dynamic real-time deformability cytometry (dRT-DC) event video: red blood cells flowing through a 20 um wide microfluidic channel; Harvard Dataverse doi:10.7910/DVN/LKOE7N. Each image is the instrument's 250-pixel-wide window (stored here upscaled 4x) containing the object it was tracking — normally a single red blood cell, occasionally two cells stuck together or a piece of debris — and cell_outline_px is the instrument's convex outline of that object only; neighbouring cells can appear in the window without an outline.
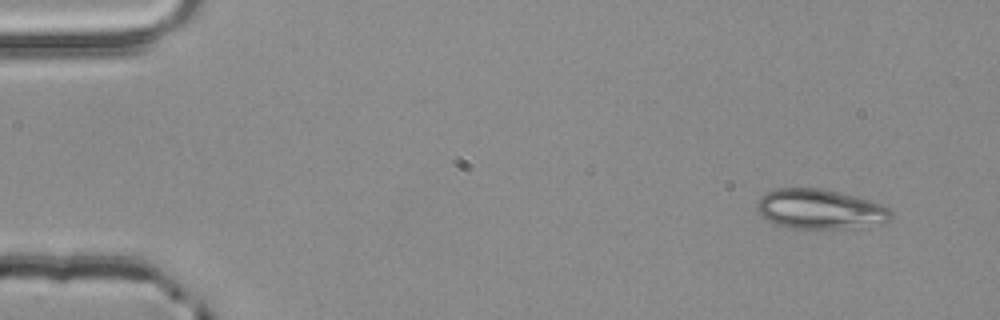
{"species": "common noctule bat (a hibernating species)", "species_latin": "Nyctalus noctula", "temperature_condition": "room temperature", "stored_images_in_passage": 51, "camera_frame_rate_fps": 3000, "um_per_image_px": 0.085, "animal": {"sex": "male", "body_mass_g": 20.4}, "frame": {"image": 1, "passage_image": 1, "time_ms": 0.0, "image_size_px": [1000, 320], "cell_outline_px": [[892, 216], [884, 224], [840, 228], [792, 228], [772, 224], [760, 216], [756, 208], [756, 204], [760, 196], [776, 188], [820, 188], [856, 196], [880, 204], [888, 208], [892, 212]], "centroid_in_image_um": [69.65, 17.78], "position_along_channel_um": 15.4, "area_um2": 31.15}}
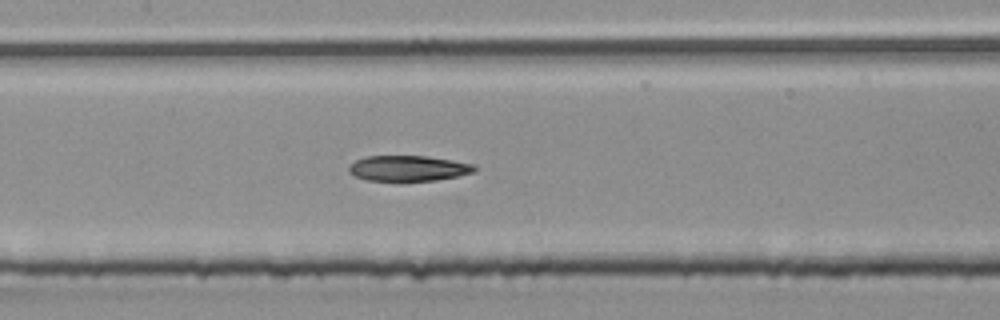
{"frame": {"image": 2, "passage_image": 23, "time_ms": 7.333, "image_size_px": [1000, 320], "cell_outline_px": [[476, 172], [436, 180], [404, 184], [400, 184], [368, 180], [356, 176], [348, 172], [348, 168], [356, 160], [364, 156], [428, 156], [452, 160], [472, 164], [476, 168]], "centroid_in_image_um": [34.68, 14.35], "position_along_channel_um": 172.7, "area_um2": 19.48}}
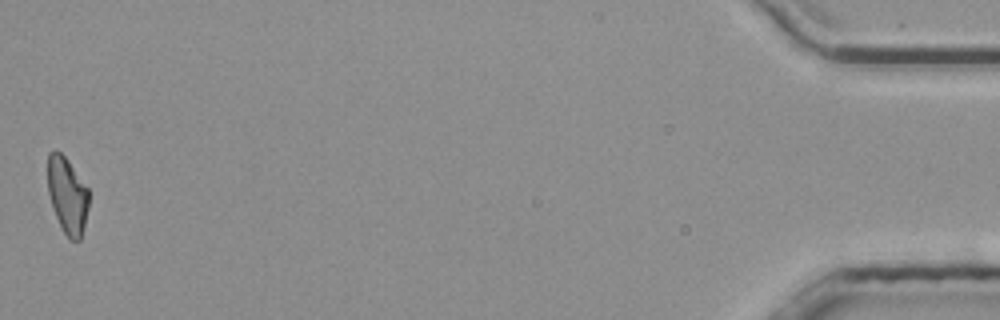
{"frame": {"image": 3, "passage_image": 51, "time_ms": 16.667, "image_size_px": [1000, 320], "cell_outline_px": [[88, 208], [84, 228], [80, 240], [68, 240], [56, 216], [48, 192], [48, 152], [56, 148], [68, 160], [88, 188]], "centroid_in_image_um": [5.72, 16.59], "position_along_channel_um": 429.5, "area_um2": 18.26}, "authors_computed_cell_mechanics": {"area_um2": 19.5364, "velocity_mm_per_s": 3.8342, "shape_relaxation_time_tau1_ms": null, "shape_relaxation_time_tau2_ms": 5.9715, "deformation_change_tau1": null, "deformation_change_tau2": 0.1352}}